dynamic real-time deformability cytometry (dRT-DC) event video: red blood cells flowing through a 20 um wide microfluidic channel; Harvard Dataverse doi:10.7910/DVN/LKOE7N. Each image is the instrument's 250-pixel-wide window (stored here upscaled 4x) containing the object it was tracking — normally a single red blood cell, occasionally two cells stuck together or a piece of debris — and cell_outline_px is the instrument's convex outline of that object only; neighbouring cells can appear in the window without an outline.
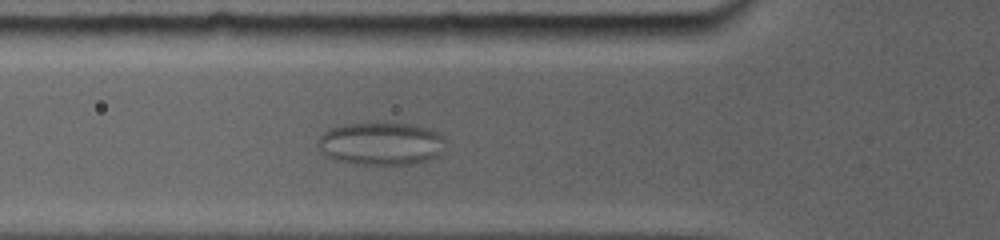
{"species": "common noctule bat (a hibernating species)", "species_latin": "Nyctalus noctula", "temperature_condition": "room temperature", "stored_images_in_passage": 38, "camera_frame_rate_fps": 5000, "um_per_image_px": 0.085, "animal": {"sex": "female", "body_mass_g": 19.0, "forearm_length_mm": 56.7}, "frame": {"image": 1, "passage_image": 7, "time_ms": 3.6, "image_size_px": [1000, 240], "cell_outline_px": [[436, 156], [424, 160], [408, 164], [356, 164], [336, 160], [324, 156], [320, 152], [320, 136], [324, 132], [336, 128], [352, 124], [400, 124], [420, 128], [432, 132], [436, 136]], "centroid_in_image_um": [32.17, 12.25], "position_along_channel_um": 93.6, "area_um2": 29.54}}
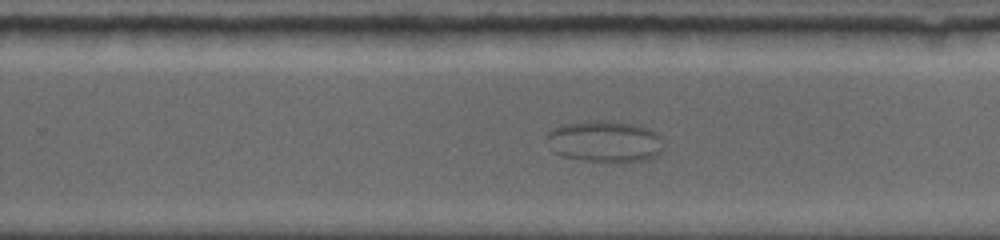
{"frame": {"image": 2, "passage_image": 17, "time_ms": 9.2, "image_size_px": [1000, 240], "cell_outline_px": [[660, 152], [656, 156], [644, 160], [580, 160], [560, 156], [552, 152], [548, 136], [548, 132], [552, 128], [560, 124], [632, 124], [648, 128], [656, 132], [660, 148]], "centroid_in_image_um": [51.34, 12.06], "position_along_channel_um": 278.5, "area_um2": 26.36}}
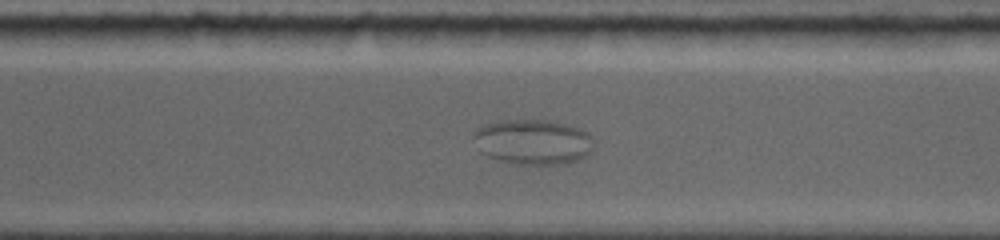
{"frame": {"image": 3, "passage_image": 21, "time_ms": 10.6, "image_size_px": [1000, 240], "cell_outline_px": [[592, 152], [588, 156], [576, 160], [556, 164], [520, 164], [500, 160], [488, 156], [484, 152], [472, 136], [472, 132], [476, 128], [484, 124], [500, 120], [548, 120], [568, 124], [588, 132], [592, 136]], "centroid_in_image_um": [45.33, 12.04], "position_along_channel_um": 325.3, "area_um2": 31.5}}